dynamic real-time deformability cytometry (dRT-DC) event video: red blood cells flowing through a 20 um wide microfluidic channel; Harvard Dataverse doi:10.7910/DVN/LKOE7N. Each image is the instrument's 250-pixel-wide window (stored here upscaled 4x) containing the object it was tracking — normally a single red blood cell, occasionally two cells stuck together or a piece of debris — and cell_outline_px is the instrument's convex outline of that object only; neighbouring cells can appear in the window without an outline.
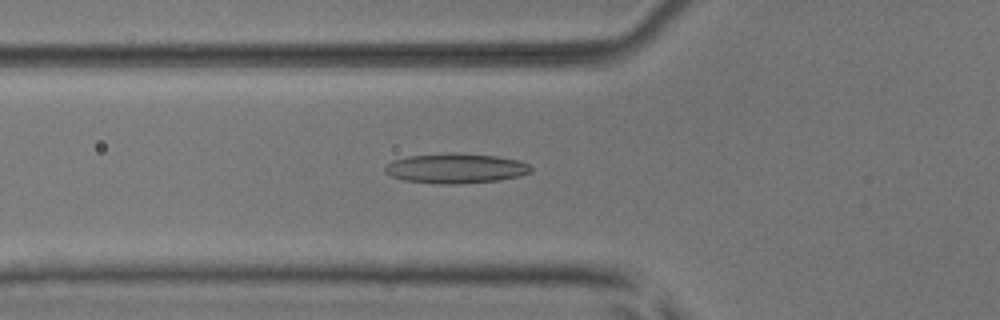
{"species": "common noctule bat (a hibernating species)", "species_latin": "Nyctalus noctula", "temperature_condition": "room temperature", "stored_images_in_passage": 33, "camera_frame_rate_fps": 3000, "um_per_image_px": 0.085, "animal": {"sex": "male", "body_mass_g": 17.9, "forearm_length_mm": 54.2}, "frame": {"image": 1, "passage_image": 3, "time_ms": 0.667, "image_size_px": [1000, 320], "cell_outline_px": [[532, 172], [520, 176], [500, 180], [456, 184], [440, 184], [404, 180], [392, 176], [384, 172], [384, 168], [392, 160], [408, 156], [456, 152], [496, 156], [520, 160], [528, 164], [532, 168]], "centroid_in_image_um": [38.76, 14.3], "position_along_channel_um": 87.0, "area_um2": 25.55}}
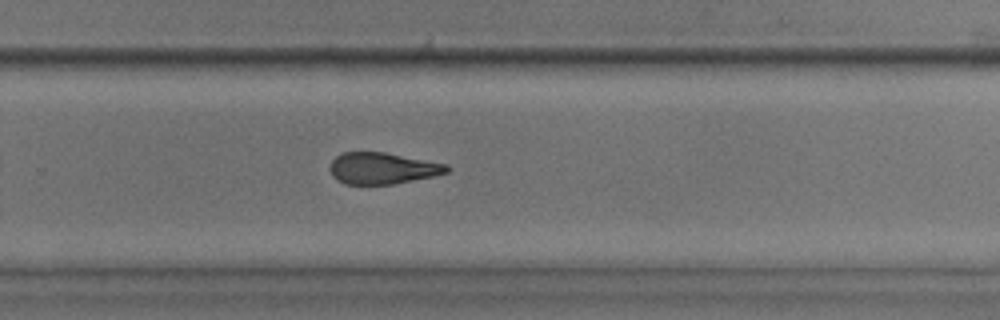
{"frame": {"image": 2, "passage_image": 19, "time_ms": 6.0, "image_size_px": [1000, 320], "cell_outline_px": [[452, 168], [448, 172], [432, 176], [392, 184], [344, 184], [336, 180], [332, 176], [328, 168], [332, 160], [336, 156], [344, 152], [384, 152], [448, 164]], "centroid_in_image_um": [32.48, 14.3], "position_along_channel_um": 297.3, "area_um2": 21.5}}
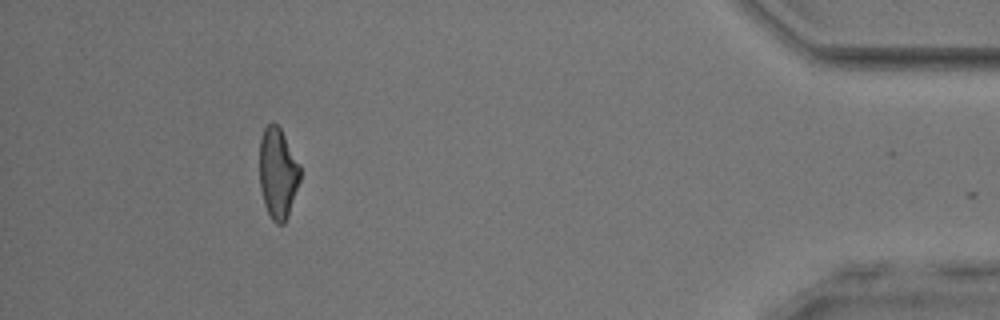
{"frame": {"image": 3, "passage_image": 32, "time_ms": 10.333, "image_size_px": [1000, 320], "cell_outline_px": [[300, 180], [288, 216], [284, 224], [276, 224], [272, 220], [264, 204], [260, 188], [260, 140], [264, 128], [268, 124], [276, 124], [280, 128], [300, 164]], "centroid_in_image_um": [23.62, 14.75], "position_along_channel_um": 411.6, "area_um2": 21.39}, "authors_computed_cell_mechanics": {"area_um2": 22.5998, "velocity_mm_per_s": 3.9451, "shape_relaxation_time_tau1_ms": 9.921, "shape_relaxation_time_tau2_ms": 2.8009, "deformation_change_tau1": 0.2391, "deformation_change_tau2": 0.1297}}